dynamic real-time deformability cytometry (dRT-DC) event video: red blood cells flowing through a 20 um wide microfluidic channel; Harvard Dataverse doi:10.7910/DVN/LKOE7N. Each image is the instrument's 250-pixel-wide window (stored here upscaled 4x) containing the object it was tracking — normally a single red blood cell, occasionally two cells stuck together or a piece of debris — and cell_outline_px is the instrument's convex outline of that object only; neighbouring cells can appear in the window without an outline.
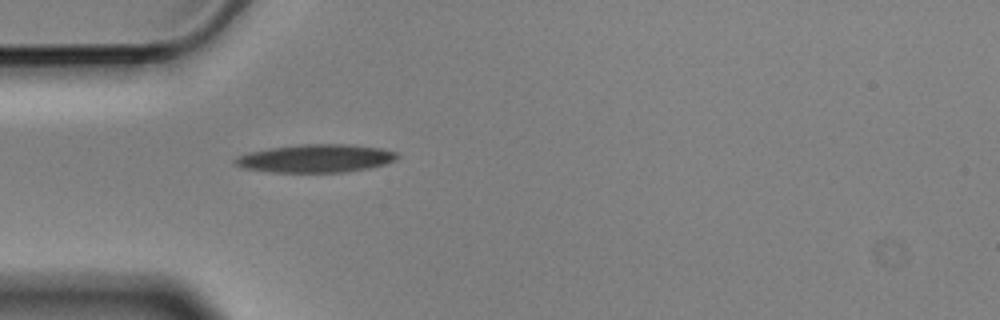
{"species": "Egyptian fruit bat (a non-hibernating species)", "species_latin": "Rousettus aegyptiacus", "temperature_condition": "cold", "stored_images_in_passage": 5, "camera_frame_rate_fps": 3000, "um_per_image_px": 0.085, "animal": {"sex": "male"}, "frame": {"image": 1, "passage_image": 5, "time_ms": 1.333, "image_size_px": [1000, 320], "cell_outline_px": [[400, 156], [396, 160], [384, 164], [368, 168], [344, 172], [272, 172], [240, 168], [232, 164], [232, 160], [236, 156], [248, 152], [268, 148], [300, 144], [348, 144], [384, 148], [396, 152]], "centroid_in_image_um": [26.79, 13.46], "position_along_channel_um": 58.2, "area_um2": 26.93}}